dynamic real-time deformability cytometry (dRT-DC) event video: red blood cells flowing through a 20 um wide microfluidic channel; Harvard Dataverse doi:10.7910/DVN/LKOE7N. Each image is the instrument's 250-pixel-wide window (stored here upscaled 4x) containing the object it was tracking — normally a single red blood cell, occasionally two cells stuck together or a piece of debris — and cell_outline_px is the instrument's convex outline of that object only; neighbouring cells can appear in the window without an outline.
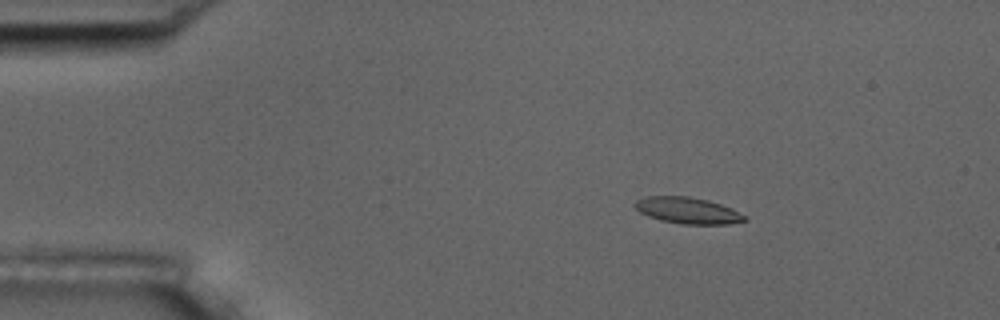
{"species": "common noctule bat (a hibernating species)", "species_latin": "Nyctalus noctula", "temperature_condition": "room temperature", "stored_images_in_passage": 4, "camera_frame_rate_fps": 3000, "um_per_image_px": 0.085, "animal": {"sex": "male", "body_mass_g": 17.5, "forearm_length_mm": 52.3}, "frame": {"image": 1, "passage_image": 2, "time_ms": 1.0, "image_size_px": [1000, 320], "cell_outline_px": [[748, 220], [728, 224], [680, 224], [660, 220], [648, 216], [640, 212], [632, 204], [636, 200], [648, 196], [688, 196], [708, 200], [732, 208], [748, 216]], "centroid_in_image_um": [58.47, 17.89], "position_along_channel_um": 26.5, "area_um2": 16.99}}